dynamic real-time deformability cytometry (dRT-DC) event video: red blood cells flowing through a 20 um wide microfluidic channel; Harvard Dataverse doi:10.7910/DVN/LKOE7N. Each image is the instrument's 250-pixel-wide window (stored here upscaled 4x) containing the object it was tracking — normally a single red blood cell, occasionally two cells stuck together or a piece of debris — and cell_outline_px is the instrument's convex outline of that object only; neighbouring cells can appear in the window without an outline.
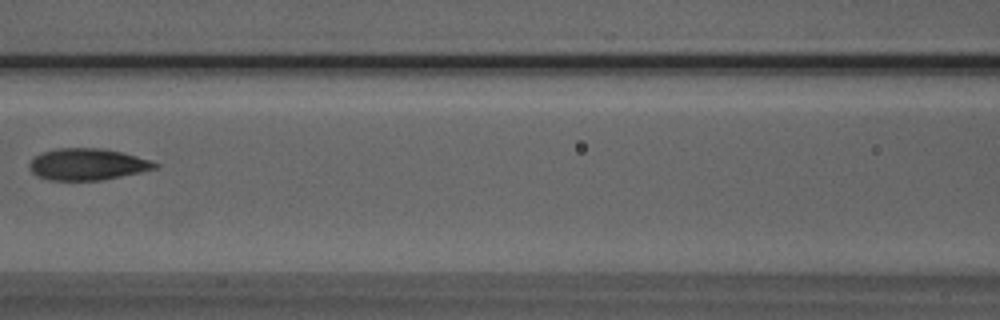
{"species": "Egyptian fruit bat (a non-hibernating species)", "species_latin": "Rousettus aegyptiacus", "temperature_condition": "room temperature", "stored_images_in_passage": 5, "camera_frame_rate_fps": 3000, "um_per_image_px": 0.085, "animal": {"sex": "male"}, "frame": {"image": 1, "passage_image": 4, "time_ms": 4.333, "image_size_px": [1000, 320], "cell_outline_px": [[160, 164], [156, 168], [140, 172], [100, 180], [48, 180], [36, 176], [32, 172], [28, 164], [36, 156], [44, 152], [56, 148], [100, 148], [120, 152], [136, 156]], "centroid_in_image_um": [7.4, 13.97], "position_along_channel_um": 159.2, "area_um2": 22.83}}